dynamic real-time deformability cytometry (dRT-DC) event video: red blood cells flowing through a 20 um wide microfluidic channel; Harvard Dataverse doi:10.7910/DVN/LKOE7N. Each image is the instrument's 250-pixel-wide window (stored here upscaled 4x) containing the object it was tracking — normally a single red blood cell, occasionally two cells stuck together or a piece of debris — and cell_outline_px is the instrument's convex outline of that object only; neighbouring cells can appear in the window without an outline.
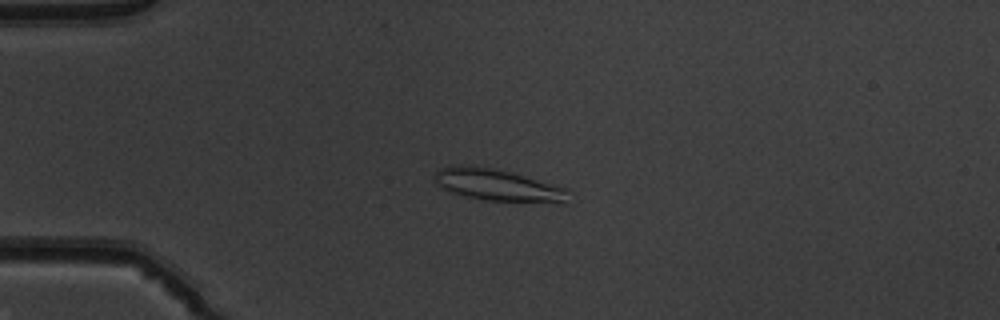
{"species": "common noctule bat (a hibernating species)", "species_latin": "Nyctalus noctula", "temperature_condition": "warm", "stored_images_in_passage": 52, "camera_frame_rate_fps": 3000, "um_per_image_px": 0.085, "animal": {"sex": "male", "body_mass_g": 19.5, "forearm_length_mm": 54.6}, "frame": {"image": 1, "passage_image": 14, "time_ms": 4.333, "image_size_px": [1000, 320], "cell_outline_px": [[568, 192], [564, 200], [488, 200], [468, 196], [452, 192], [436, 184], [432, 176], [440, 168], [456, 164], [460, 164], [492, 168], [512, 172], [568, 188]], "centroid_in_image_um": [42.16, 15.66], "position_along_channel_um": 42.8, "area_um2": 23.81}}
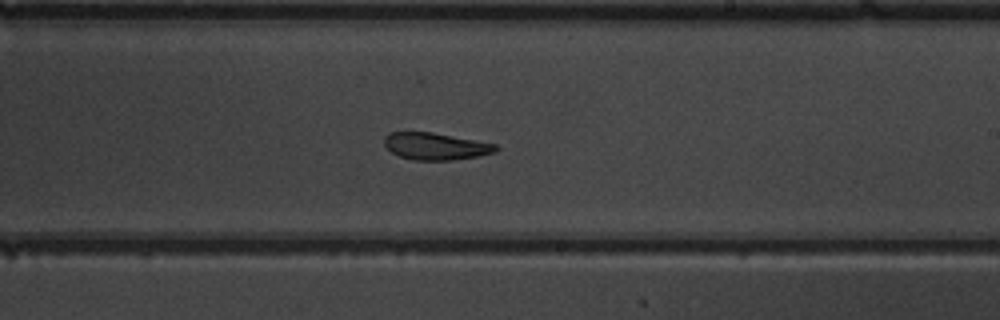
{"frame": {"image": 2, "passage_image": 32, "time_ms": 10.333, "image_size_px": [1000, 320], "cell_outline_px": [[500, 148], [496, 152], [480, 156], [452, 160], [412, 160], [400, 156], [392, 152], [384, 144], [384, 136], [392, 132], [432, 132], [496, 144]], "centroid_in_image_um": [37.05, 12.44], "position_along_channel_um": 251.9, "area_um2": 17.57}}
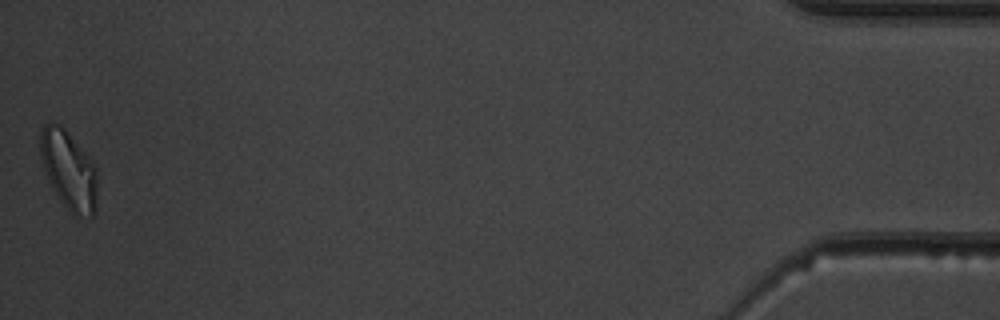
{"frame": {"image": 3, "passage_image": 52, "time_ms": 17.0, "image_size_px": [1000, 320], "cell_outline_px": [[96, 208], [92, 216], [72, 216], [60, 200], [52, 188], [48, 180], [40, 156], [40, 132], [44, 124], [60, 124], [64, 128], [92, 160], [96, 168]], "centroid_in_image_um": [5.84, 14.48], "position_along_channel_um": 429.4, "area_um2": 26.07}, "authors_computed_cell_mechanics": {"area_um2": 20.6924, "velocity_mm_per_s": 3.9813, "shape_relaxation_time_tau1_ms": 7.9968, "shape_relaxation_time_tau2_ms": 2.3859, "deformation_change_tau1": 0.1846, "deformation_change_tau2": 0.0846}}